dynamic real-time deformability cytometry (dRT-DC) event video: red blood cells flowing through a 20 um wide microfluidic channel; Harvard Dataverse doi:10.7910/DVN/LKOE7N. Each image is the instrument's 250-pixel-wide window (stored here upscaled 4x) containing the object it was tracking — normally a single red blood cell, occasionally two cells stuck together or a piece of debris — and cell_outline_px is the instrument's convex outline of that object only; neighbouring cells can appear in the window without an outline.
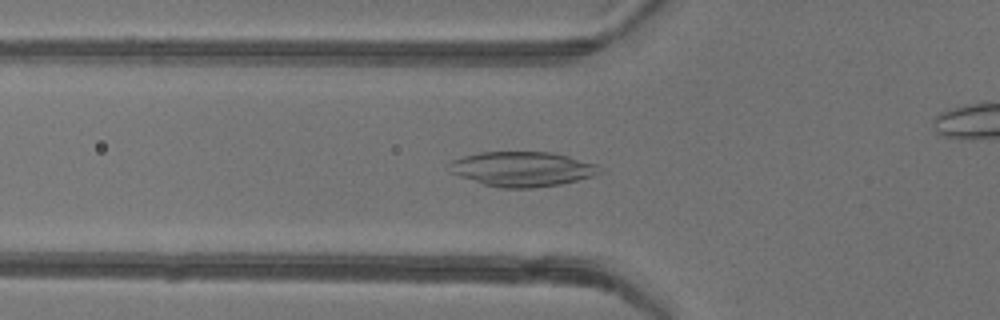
{"species": "common noctule bat (a hibernating species)", "species_latin": "Nyctalus noctula", "temperature_condition": "warm", "stored_images_in_passage": 44, "camera_frame_rate_fps": 3000, "um_per_image_px": 0.085, "animal": {"sex": "female"}, "frame": {"image": 1, "passage_image": 18, "time_ms": 5.667, "image_size_px": [1000, 320], "cell_outline_px": [[604, 172], [592, 176], [560, 184], [532, 188], [500, 188], [484, 184], [448, 172], [444, 168], [444, 164], [452, 160], [464, 156], [480, 152], [548, 152], [568, 156], [600, 164]], "centroid_in_image_um": [44.36, 14.36], "position_along_channel_um": 81.4, "area_um2": 30.87}}
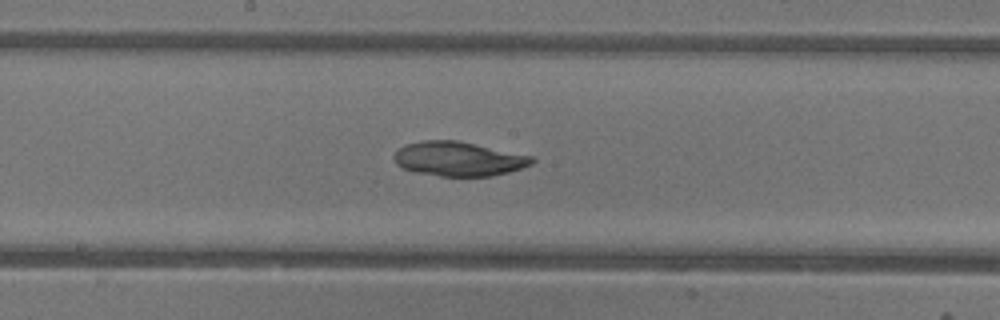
{"frame": {"image": 2, "passage_image": 27, "time_ms": 8.667, "image_size_px": [1000, 320], "cell_outline_px": [[536, 160], [532, 164], [508, 172], [492, 176], [440, 176], [416, 172], [404, 168], [396, 164], [392, 156], [396, 148], [404, 144], [424, 140], [456, 140], [532, 156]], "centroid_in_image_um": [38.92, 13.5], "position_along_channel_um": 209.3, "area_um2": 27.63}}
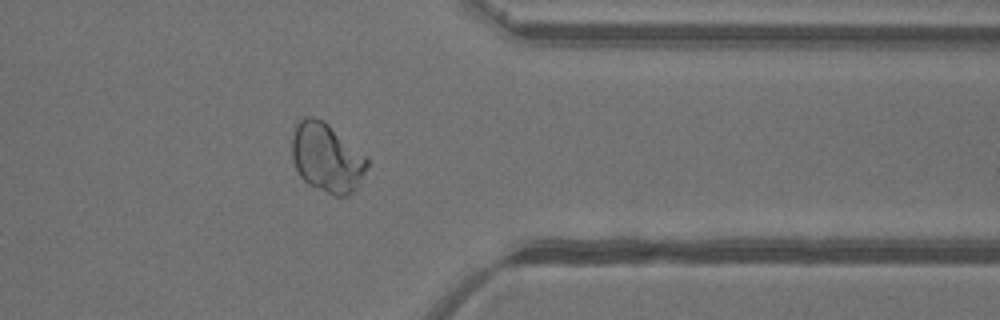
{"frame": {"image": 3, "passage_image": 40, "time_ms": 13.0, "image_size_px": [1000, 320], "cell_outline_px": [[368, 168], [356, 188], [348, 196], [332, 196], [308, 184], [300, 176], [292, 160], [292, 136], [296, 120], [304, 116], [312, 116], [324, 120], [368, 156]], "centroid_in_image_um": [27.78, 13.38], "position_along_channel_um": 383.6, "area_um2": 30.92}}